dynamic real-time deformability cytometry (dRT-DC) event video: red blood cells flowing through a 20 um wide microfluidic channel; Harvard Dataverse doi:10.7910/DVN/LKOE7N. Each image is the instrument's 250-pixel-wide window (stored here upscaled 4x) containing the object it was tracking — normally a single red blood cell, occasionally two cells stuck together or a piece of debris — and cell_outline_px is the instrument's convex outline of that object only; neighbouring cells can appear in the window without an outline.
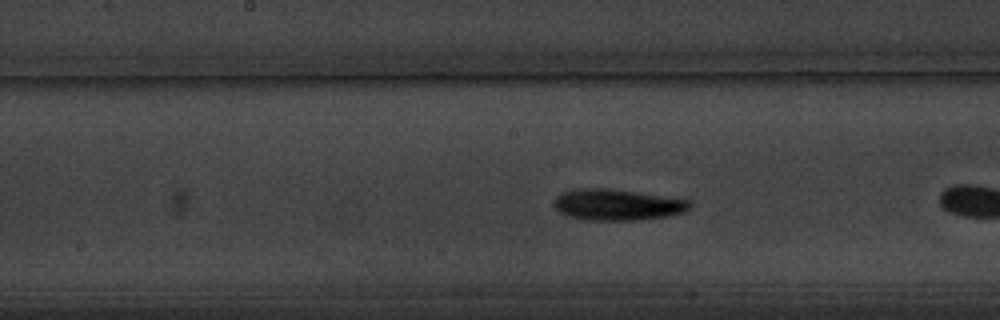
{"species": "common noctule bat (a hibernating species)", "species_latin": "Nyctalus noctula", "temperature_condition": "warm", "stored_images_in_passage": 44, "camera_frame_rate_fps": 3000, "um_per_image_px": 0.085, "animal": {"sex": "male", "body_mass_g": 20.1, "forearm_length_mm": 53.5}, "frame": {"image": 1, "passage_image": 13, "time_ms": 4.0, "image_size_px": [1000, 320], "cell_outline_px": [[692, 204], [684, 212], [668, 216], [632, 220], [588, 220], [568, 216], [556, 212], [552, 204], [552, 200], [560, 192], [576, 188], [608, 188], [688, 200]], "centroid_in_image_um": [52.34, 17.4], "position_along_channel_um": 195.9, "area_um2": 24.74}, "authors_computed_cell_mechanics": {"area_um2": 22.5131, "velocity_mm_per_s": 3.2289, "shape_relaxation_time_tau1_ms": 1.8259, "shape_relaxation_time_tau2_ms": 2.5347, "deformation_change_tau1": 0.1104, "deformation_change_tau2": 0.0726}}